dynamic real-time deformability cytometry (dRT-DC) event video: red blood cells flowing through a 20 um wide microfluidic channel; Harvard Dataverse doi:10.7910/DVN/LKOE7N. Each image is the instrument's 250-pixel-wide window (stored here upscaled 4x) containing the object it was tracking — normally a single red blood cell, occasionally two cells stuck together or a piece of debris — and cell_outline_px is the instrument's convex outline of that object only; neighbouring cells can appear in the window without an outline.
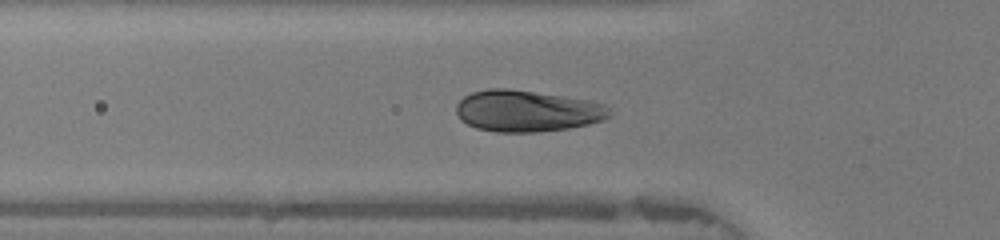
{"species": "human", "species_latin": "Homo sapiens", "temperature_condition": "warm", "stored_images_in_passage": 36, "camera_frame_rate_fps": 3000, "um_per_image_px": 0.085, "donor": {"sex": "female"}, "frame": {"image": 1, "passage_image": 15, "time_ms": 4.667, "image_size_px": [1000, 240], "cell_outline_px": [[612, 116], [604, 120], [588, 124], [568, 128], [540, 132], [496, 132], [476, 128], [460, 120], [456, 112], [456, 104], [464, 96], [472, 92], [488, 88], [508, 88], [588, 100], [604, 104], [612, 112]], "centroid_in_image_um": [44.79, 9.44], "position_along_channel_um": 81.0, "area_um2": 37.17}}
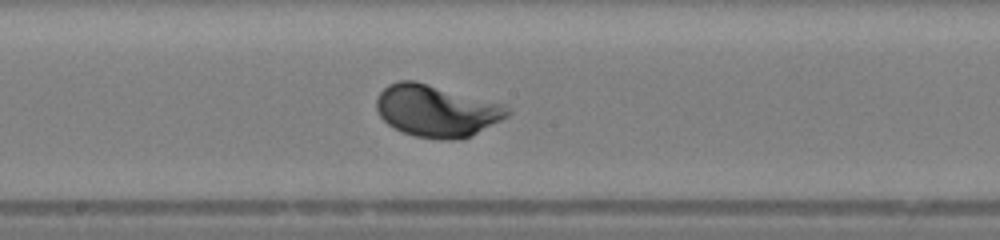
{"frame": {"image": 2, "passage_image": 24, "time_ms": 7.667, "image_size_px": [1000, 240], "cell_outline_px": [[512, 112], [508, 116], [472, 136], [460, 140], [440, 140], [416, 136], [404, 132], [388, 124], [380, 116], [376, 108], [376, 100], [380, 92], [388, 84], [400, 80], [416, 80], [504, 104]], "centroid_in_image_um": [37.12, 9.42], "position_along_channel_um": 211.1, "area_um2": 39.82}}
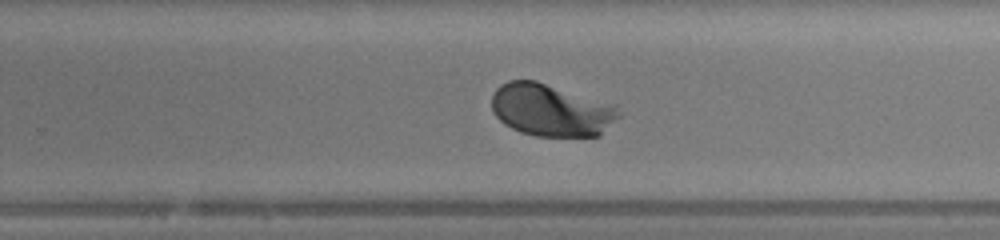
{"frame": {"image": 3, "passage_image": 29, "time_ms": 9.333, "image_size_px": [1000, 240], "cell_outline_px": [[620, 116], [600, 136], [536, 136], [520, 132], [504, 124], [492, 112], [492, 92], [500, 84], [508, 80], [536, 80], [616, 108]], "centroid_in_image_um": [46.73, 9.38], "position_along_channel_um": 283.1, "area_um2": 38.03}, "authors_computed_cell_mechanics": {"area_um2": 38.2347, "velocity_mm_per_s": 4.3297, "shape_relaxation_time_tau1_ms": 1.6947, "shape_relaxation_time_tau2_ms": null, "deformation_change_tau1": 0.1189, "deformation_change_tau2": null}}